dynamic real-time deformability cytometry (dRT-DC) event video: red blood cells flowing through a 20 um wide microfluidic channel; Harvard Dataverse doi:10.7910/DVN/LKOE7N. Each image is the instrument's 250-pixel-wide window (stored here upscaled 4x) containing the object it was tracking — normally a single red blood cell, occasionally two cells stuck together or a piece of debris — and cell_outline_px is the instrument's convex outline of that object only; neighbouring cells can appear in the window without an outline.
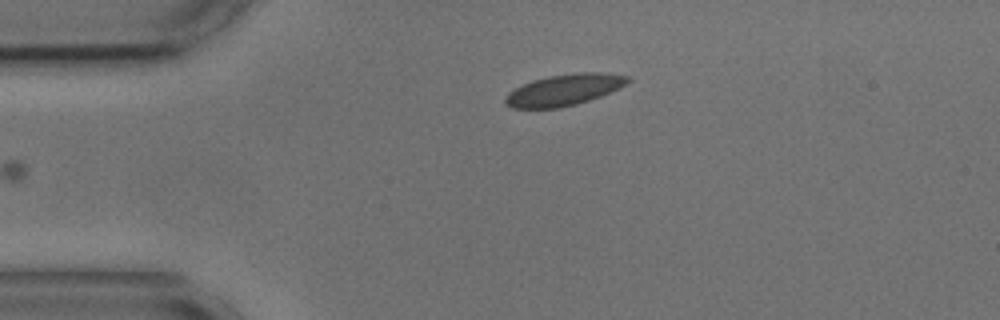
{"species": "common noctule bat (a hibernating species)", "species_latin": "Nyctalus noctula", "temperature_condition": "cold", "stored_images_in_passage": 22, "camera_frame_rate_fps": 3000, "um_per_image_px": 0.085, "animal": {"sex": "male", "body_mass_g": 17.9, "forearm_length_mm": 54.2}, "frame": {"image": 1, "passage_image": 1, "time_ms": 0.0, "image_size_px": [1000, 320], "cell_outline_px": [[632, 80], [620, 88], [600, 96], [576, 104], [560, 108], [512, 108], [504, 104], [504, 96], [508, 92], [532, 80], [548, 76], [580, 72], [604, 72], [628, 76]], "centroid_in_image_um": [47.94, 7.64], "position_along_channel_um": 37.1, "area_um2": 22.43}}
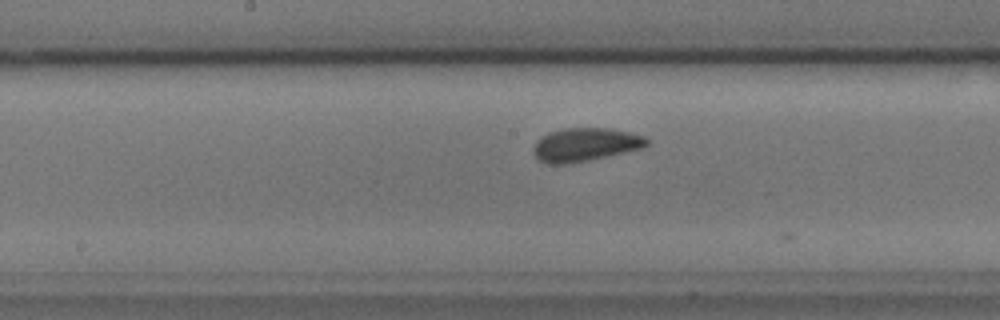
{"frame": {"image": 2, "passage_image": 17, "time_ms": 5.333, "image_size_px": [1000, 320], "cell_outline_px": [[648, 144], [644, 148], [588, 160], [568, 164], [548, 164], [540, 160], [532, 152], [532, 148], [536, 140], [552, 132], [564, 128], [608, 128], [628, 132], [644, 136], [648, 140]], "centroid_in_image_um": [49.74, 12.3], "position_along_channel_um": 198.5, "area_um2": 21.91}}